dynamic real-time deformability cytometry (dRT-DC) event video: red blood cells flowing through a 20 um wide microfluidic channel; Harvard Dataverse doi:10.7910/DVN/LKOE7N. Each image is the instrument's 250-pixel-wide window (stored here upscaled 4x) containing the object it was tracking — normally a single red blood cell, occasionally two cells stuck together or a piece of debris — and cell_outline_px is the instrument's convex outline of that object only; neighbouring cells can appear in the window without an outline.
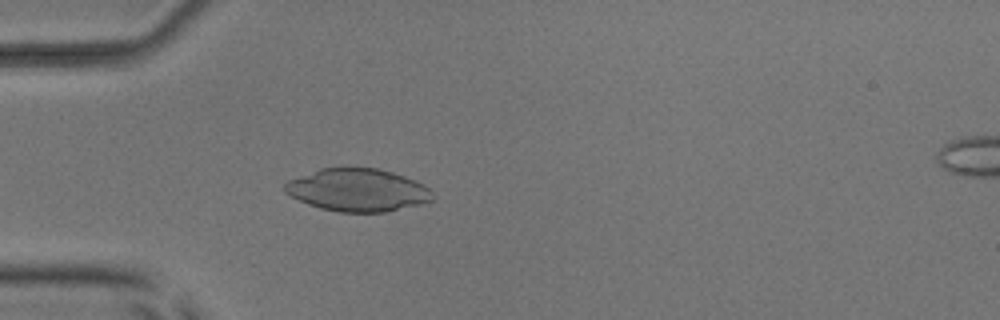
{"species": "common noctule bat (a hibernating species)", "species_latin": "Nyctalus noctula", "temperature_condition": "room temperature", "stored_images_in_passage": 5, "camera_frame_rate_fps": 3000, "um_per_image_px": 0.085, "animal": {"sex": "male", "body_mass_g": 17.9, "forearm_length_mm": 54.2}, "frame": {"image": 1, "passage_image": 5, "time_ms": 4.667, "image_size_px": [1000, 320], "cell_outline_px": [[436, 196], [432, 200], [420, 204], [384, 212], [340, 212], [320, 208], [308, 204], [284, 192], [284, 184], [288, 180], [320, 168], [344, 164], [376, 168], [392, 172], [404, 176], [424, 184]], "centroid_in_image_um": [30.38, 16.11], "position_along_channel_um": 54.6, "area_um2": 37.4}}